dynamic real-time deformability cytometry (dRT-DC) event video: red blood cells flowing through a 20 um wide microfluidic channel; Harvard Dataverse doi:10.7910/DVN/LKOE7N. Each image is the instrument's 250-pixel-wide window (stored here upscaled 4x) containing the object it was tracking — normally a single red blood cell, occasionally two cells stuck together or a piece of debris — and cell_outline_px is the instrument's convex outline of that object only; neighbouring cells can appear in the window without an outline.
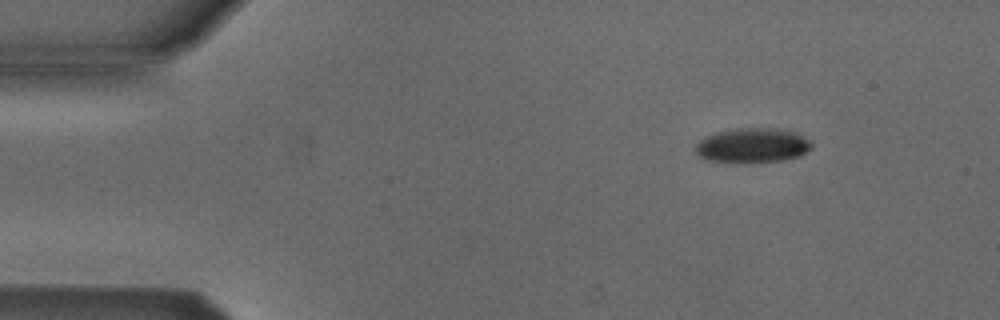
{"species": "Egyptian fruit bat (a non-hibernating species)", "species_latin": "Rousettus aegyptiacus", "temperature_condition": "cold", "stored_images_in_passage": 3, "camera_frame_rate_fps": 3000, "um_per_image_px": 0.085, "animal": {"sex": "male"}, "frame": {"image": 1, "passage_image": 1, "time_ms": 0.0, "image_size_px": [1000, 320], "cell_outline_px": [[812, 148], [800, 156], [784, 160], [752, 164], [728, 164], [708, 160], [696, 156], [696, 144], [704, 136], [716, 132], [736, 128], [768, 128], [796, 132], [808, 140], [812, 144]], "centroid_in_image_um": [63.91, 12.4], "position_along_channel_um": 21.1, "area_um2": 24.16}}